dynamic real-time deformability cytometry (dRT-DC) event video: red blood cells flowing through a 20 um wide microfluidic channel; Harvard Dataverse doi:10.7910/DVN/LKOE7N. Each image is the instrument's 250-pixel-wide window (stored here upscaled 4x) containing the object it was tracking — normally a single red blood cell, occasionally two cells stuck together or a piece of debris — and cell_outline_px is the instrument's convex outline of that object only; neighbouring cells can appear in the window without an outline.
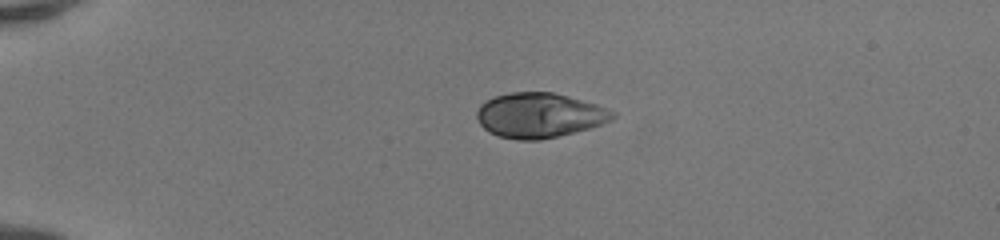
{"species": "human", "species_latin": "Homo sapiens", "temperature_condition": "room temperature", "stored_images_in_passage": 38, "camera_frame_rate_fps": 3000, "um_per_image_px": 0.085, "donor": {"sex": "female"}, "frame": {"image": 1, "passage_image": 1, "time_ms": 0.0, "image_size_px": [1000, 240], "cell_outline_px": [[616, 116], [612, 120], [588, 128], [540, 140], [516, 140], [500, 136], [488, 132], [476, 120], [476, 112], [480, 104], [484, 100], [508, 92], [552, 92], [568, 96], [596, 104], [608, 108], [616, 112]], "centroid_in_image_um": [45.81, 9.79], "position_along_channel_um": 39.2, "area_um2": 35.55}}
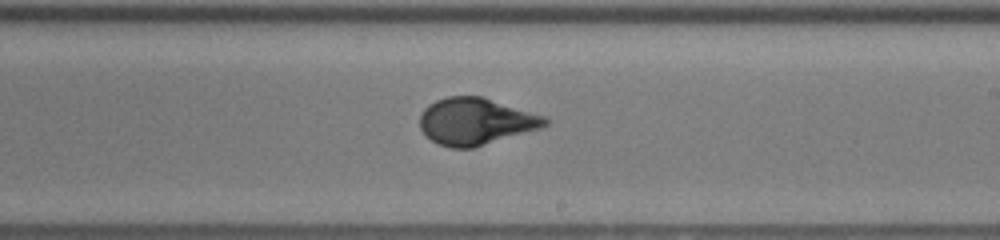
{"frame": {"image": 2, "passage_image": 20, "time_ms": 6.333, "image_size_px": [1000, 240], "cell_outline_px": [[548, 124], [540, 128], [472, 148], [452, 148], [440, 144], [432, 140], [420, 128], [420, 116], [424, 108], [428, 104], [436, 100], [448, 96], [484, 96], [544, 116], [548, 120]], "centroid_in_image_um": [40.42, 10.3], "position_along_channel_um": 248.6, "area_um2": 33.93}}
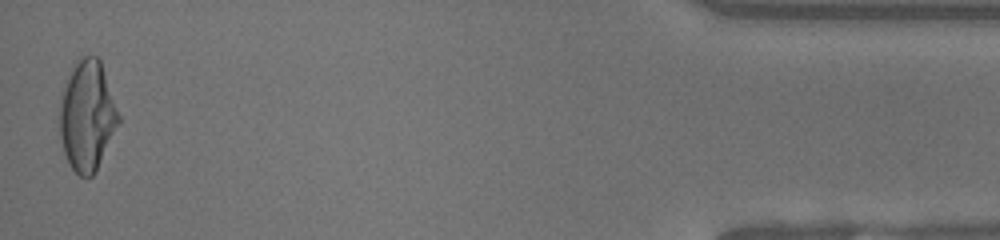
{"frame": {"image": 3, "passage_image": 38, "time_ms": 12.333, "image_size_px": [1000, 240], "cell_outline_px": [[120, 124], [92, 176], [80, 176], [68, 164], [64, 152], [60, 136], [60, 100], [64, 88], [72, 68], [76, 60], [80, 56], [96, 56], [100, 60], [120, 116]], "centroid_in_image_um": [7.42, 9.84], "position_along_channel_um": 427.8, "area_um2": 37.45}, "authors_computed_cell_mechanics": {"area_um2": 34.3332, "velocity_mm_per_s": 4.194, "shape_relaxation_time_tau1_ms": 5.4971, "shape_relaxation_time_tau2_ms": null, "deformation_change_tau1": 0.2491, "deformation_change_tau2": null}}